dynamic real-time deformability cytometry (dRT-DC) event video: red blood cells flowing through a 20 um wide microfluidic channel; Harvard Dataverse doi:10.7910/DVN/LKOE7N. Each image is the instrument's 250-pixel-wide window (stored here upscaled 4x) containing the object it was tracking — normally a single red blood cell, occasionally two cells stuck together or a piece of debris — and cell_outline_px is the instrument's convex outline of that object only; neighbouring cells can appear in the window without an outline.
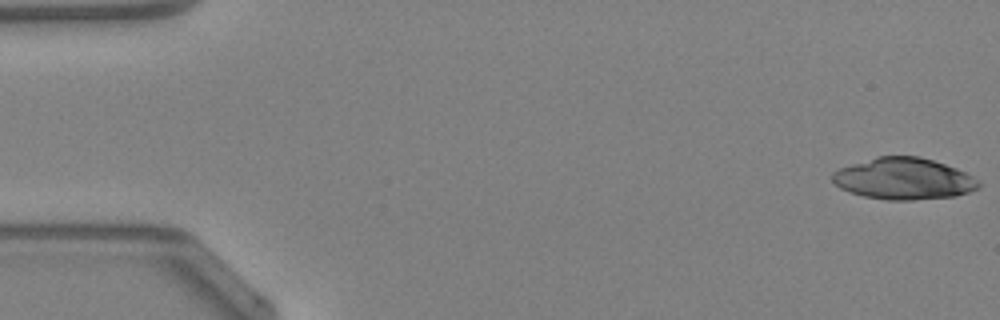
{"species": "Egyptian fruit bat (a non-hibernating species)", "species_latin": "Rousettus aegyptiacus", "temperature_condition": "warm", "stored_images_in_passage": 48, "camera_frame_rate_fps": 3000, "um_per_image_px": 0.085, "animal": {"sex": "female"}, "frame": {"image": 1, "passage_image": 1, "time_ms": 0.0, "image_size_px": [1000, 320], "cell_outline_px": [[980, 184], [976, 188], [968, 192], [956, 196], [912, 200], [888, 200], [864, 196], [840, 188], [832, 180], [832, 172], [840, 168], [876, 156], [920, 156], [956, 168], [972, 176]], "centroid_in_image_um": [76.79, 15.19], "position_along_channel_um": 8.2, "area_um2": 35.08}}